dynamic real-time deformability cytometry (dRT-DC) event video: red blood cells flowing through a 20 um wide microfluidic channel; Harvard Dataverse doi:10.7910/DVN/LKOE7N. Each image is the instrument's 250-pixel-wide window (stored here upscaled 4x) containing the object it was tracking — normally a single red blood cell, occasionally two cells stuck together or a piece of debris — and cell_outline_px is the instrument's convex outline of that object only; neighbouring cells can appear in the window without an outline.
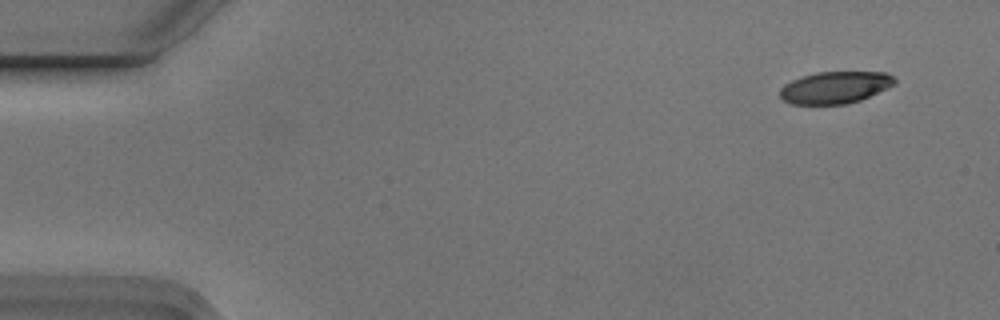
{"species": "Egyptian fruit bat (a non-hibernating species)", "species_latin": "Rousettus aegyptiacus", "temperature_condition": "cold", "stored_images_in_passage": 5, "camera_frame_rate_fps": 3000, "um_per_image_px": 0.085, "animal": {"sex": "male"}, "frame": {"image": 1, "passage_image": 1, "time_ms": 0.0, "image_size_px": [1000, 320], "cell_outline_px": [[896, 84], [888, 88], [860, 100], [848, 104], [792, 104], [784, 100], [780, 96], [780, 88], [784, 84], [792, 80], [816, 72], [888, 72], [896, 80]], "centroid_in_image_um": [71.0, 7.43], "position_along_channel_um": 14.0, "area_um2": 21.39}}
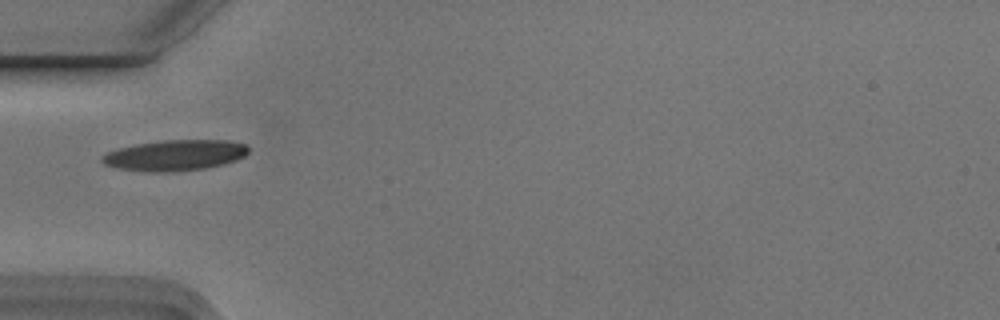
{"frame": {"image": 2, "passage_image": 5, "time_ms": 1.333, "image_size_px": [1000, 320], "cell_outline_px": [[248, 152], [244, 156], [236, 160], [224, 164], [204, 168], [172, 172], [144, 172], [116, 168], [104, 164], [100, 160], [100, 156], [108, 152], [120, 148], [136, 144], [164, 140], [228, 140], [248, 144]], "centroid_in_image_um": [14.87, 13.2], "position_along_channel_um": 70.1, "area_um2": 26.41}}